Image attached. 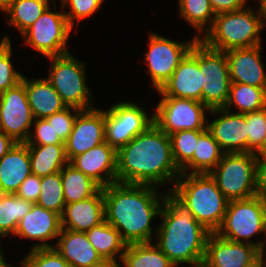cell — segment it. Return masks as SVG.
Segmentation results:
<instances>
[{
	"mask_svg": "<svg viewBox=\"0 0 266 267\" xmlns=\"http://www.w3.org/2000/svg\"><path fill=\"white\" fill-rule=\"evenodd\" d=\"M62 10L66 3L71 6V11L65 13L68 24L73 27L74 20L80 21L96 12L102 5L103 0H62Z\"/></svg>",
	"mask_w": 266,
	"mask_h": 267,
	"instance_id": "41",
	"label": "cell"
},
{
	"mask_svg": "<svg viewBox=\"0 0 266 267\" xmlns=\"http://www.w3.org/2000/svg\"><path fill=\"white\" fill-rule=\"evenodd\" d=\"M65 168V169H64ZM65 204L94 196L101 187L69 162L60 171Z\"/></svg>",
	"mask_w": 266,
	"mask_h": 267,
	"instance_id": "29",
	"label": "cell"
},
{
	"mask_svg": "<svg viewBox=\"0 0 266 267\" xmlns=\"http://www.w3.org/2000/svg\"><path fill=\"white\" fill-rule=\"evenodd\" d=\"M4 254L2 253L1 251V248H0V267H10L11 265H8L6 262H5V258H4Z\"/></svg>",
	"mask_w": 266,
	"mask_h": 267,
	"instance_id": "51",
	"label": "cell"
},
{
	"mask_svg": "<svg viewBox=\"0 0 266 267\" xmlns=\"http://www.w3.org/2000/svg\"><path fill=\"white\" fill-rule=\"evenodd\" d=\"M181 175L172 155L170 136L155 124L117 151V182L156 186Z\"/></svg>",
	"mask_w": 266,
	"mask_h": 267,
	"instance_id": "1",
	"label": "cell"
},
{
	"mask_svg": "<svg viewBox=\"0 0 266 267\" xmlns=\"http://www.w3.org/2000/svg\"><path fill=\"white\" fill-rule=\"evenodd\" d=\"M263 260L264 259L259 257L255 262H253L252 264H250V265H248L246 267H265L266 264L264 265L265 261H263Z\"/></svg>",
	"mask_w": 266,
	"mask_h": 267,
	"instance_id": "50",
	"label": "cell"
},
{
	"mask_svg": "<svg viewBox=\"0 0 266 267\" xmlns=\"http://www.w3.org/2000/svg\"><path fill=\"white\" fill-rule=\"evenodd\" d=\"M248 153H257L266 140V108L246 113Z\"/></svg>",
	"mask_w": 266,
	"mask_h": 267,
	"instance_id": "37",
	"label": "cell"
},
{
	"mask_svg": "<svg viewBox=\"0 0 266 267\" xmlns=\"http://www.w3.org/2000/svg\"><path fill=\"white\" fill-rule=\"evenodd\" d=\"M197 62L202 73V103L209 109L224 108L231 84L225 52L208 47L199 38Z\"/></svg>",
	"mask_w": 266,
	"mask_h": 267,
	"instance_id": "9",
	"label": "cell"
},
{
	"mask_svg": "<svg viewBox=\"0 0 266 267\" xmlns=\"http://www.w3.org/2000/svg\"><path fill=\"white\" fill-rule=\"evenodd\" d=\"M155 109L154 124L169 136L182 130L207 129L205 112L210 111V109L201 102L163 97Z\"/></svg>",
	"mask_w": 266,
	"mask_h": 267,
	"instance_id": "10",
	"label": "cell"
},
{
	"mask_svg": "<svg viewBox=\"0 0 266 267\" xmlns=\"http://www.w3.org/2000/svg\"><path fill=\"white\" fill-rule=\"evenodd\" d=\"M69 163L101 188L117 182V151L106 141L74 157Z\"/></svg>",
	"mask_w": 266,
	"mask_h": 267,
	"instance_id": "19",
	"label": "cell"
},
{
	"mask_svg": "<svg viewBox=\"0 0 266 267\" xmlns=\"http://www.w3.org/2000/svg\"><path fill=\"white\" fill-rule=\"evenodd\" d=\"M258 162H266V140L264 145L256 153Z\"/></svg>",
	"mask_w": 266,
	"mask_h": 267,
	"instance_id": "48",
	"label": "cell"
},
{
	"mask_svg": "<svg viewBox=\"0 0 266 267\" xmlns=\"http://www.w3.org/2000/svg\"><path fill=\"white\" fill-rule=\"evenodd\" d=\"M154 124L145 110L131 102L114 104L105 111V141L116 151Z\"/></svg>",
	"mask_w": 266,
	"mask_h": 267,
	"instance_id": "12",
	"label": "cell"
},
{
	"mask_svg": "<svg viewBox=\"0 0 266 267\" xmlns=\"http://www.w3.org/2000/svg\"><path fill=\"white\" fill-rule=\"evenodd\" d=\"M259 258L258 248L245 242H233L210 233L202 264L206 267H246Z\"/></svg>",
	"mask_w": 266,
	"mask_h": 267,
	"instance_id": "17",
	"label": "cell"
},
{
	"mask_svg": "<svg viewBox=\"0 0 266 267\" xmlns=\"http://www.w3.org/2000/svg\"><path fill=\"white\" fill-rule=\"evenodd\" d=\"M105 221L103 188L94 196L66 204L61 215L62 228L86 233Z\"/></svg>",
	"mask_w": 266,
	"mask_h": 267,
	"instance_id": "23",
	"label": "cell"
},
{
	"mask_svg": "<svg viewBox=\"0 0 266 267\" xmlns=\"http://www.w3.org/2000/svg\"><path fill=\"white\" fill-rule=\"evenodd\" d=\"M215 14L237 11L246 6L245 0H209Z\"/></svg>",
	"mask_w": 266,
	"mask_h": 267,
	"instance_id": "44",
	"label": "cell"
},
{
	"mask_svg": "<svg viewBox=\"0 0 266 267\" xmlns=\"http://www.w3.org/2000/svg\"><path fill=\"white\" fill-rule=\"evenodd\" d=\"M156 186L115 182L103 188L105 221L127 244L151 242L150 222L159 216L162 201Z\"/></svg>",
	"mask_w": 266,
	"mask_h": 267,
	"instance_id": "2",
	"label": "cell"
},
{
	"mask_svg": "<svg viewBox=\"0 0 266 267\" xmlns=\"http://www.w3.org/2000/svg\"><path fill=\"white\" fill-rule=\"evenodd\" d=\"M16 0H0V10L3 12L11 6Z\"/></svg>",
	"mask_w": 266,
	"mask_h": 267,
	"instance_id": "49",
	"label": "cell"
},
{
	"mask_svg": "<svg viewBox=\"0 0 266 267\" xmlns=\"http://www.w3.org/2000/svg\"><path fill=\"white\" fill-rule=\"evenodd\" d=\"M263 232H265L264 234H265V236H266V224H265V228H264V231ZM266 238V237H265ZM266 240V239H265ZM266 264V263H265Z\"/></svg>",
	"mask_w": 266,
	"mask_h": 267,
	"instance_id": "54",
	"label": "cell"
},
{
	"mask_svg": "<svg viewBox=\"0 0 266 267\" xmlns=\"http://www.w3.org/2000/svg\"><path fill=\"white\" fill-rule=\"evenodd\" d=\"M35 136L31 133L25 142L27 146H42L51 144H65L55 135L52 125L46 119H35ZM33 138V139H32Z\"/></svg>",
	"mask_w": 266,
	"mask_h": 267,
	"instance_id": "42",
	"label": "cell"
},
{
	"mask_svg": "<svg viewBox=\"0 0 266 267\" xmlns=\"http://www.w3.org/2000/svg\"><path fill=\"white\" fill-rule=\"evenodd\" d=\"M27 99L34 119H45L66 108L60 95L47 79H32L22 76Z\"/></svg>",
	"mask_w": 266,
	"mask_h": 267,
	"instance_id": "25",
	"label": "cell"
},
{
	"mask_svg": "<svg viewBox=\"0 0 266 267\" xmlns=\"http://www.w3.org/2000/svg\"><path fill=\"white\" fill-rule=\"evenodd\" d=\"M25 86L19 82L0 94V130L17 143H25L34 121Z\"/></svg>",
	"mask_w": 266,
	"mask_h": 267,
	"instance_id": "14",
	"label": "cell"
},
{
	"mask_svg": "<svg viewBox=\"0 0 266 267\" xmlns=\"http://www.w3.org/2000/svg\"><path fill=\"white\" fill-rule=\"evenodd\" d=\"M168 193L209 232L215 233L220 227L229 200L209 173L181 174Z\"/></svg>",
	"mask_w": 266,
	"mask_h": 267,
	"instance_id": "4",
	"label": "cell"
},
{
	"mask_svg": "<svg viewBox=\"0 0 266 267\" xmlns=\"http://www.w3.org/2000/svg\"><path fill=\"white\" fill-rule=\"evenodd\" d=\"M158 92L163 97L191 99L202 103V73L197 62V40Z\"/></svg>",
	"mask_w": 266,
	"mask_h": 267,
	"instance_id": "16",
	"label": "cell"
},
{
	"mask_svg": "<svg viewBox=\"0 0 266 267\" xmlns=\"http://www.w3.org/2000/svg\"><path fill=\"white\" fill-rule=\"evenodd\" d=\"M195 267H206L204 264H198Z\"/></svg>",
	"mask_w": 266,
	"mask_h": 267,
	"instance_id": "53",
	"label": "cell"
},
{
	"mask_svg": "<svg viewBox=\"0 0 266 267\" xmlns=\"http://www.w3.org/2000/svg\"><path fill=\"white\" fill-rule=\"evenodd\" d=\"M62 229L61 215L34 203L31 210L20 220L15 235L43 241L34 248H54L47 240L59 236Z\"/></svg>",
	"mask_w": 266,
	"mask_h": 267,
	"instance_id": "21",
	"label": "cell"
},
{
	"mask_svg": "<svg viewBox=\"0 0 266 267\" xmlns=\"http://www.w3.org/2000/svg\"><path fill=\"white\" fill-rule=\"evenodd\" d=\"M52 61L49 77L46 79L60 95L66 106L81 110L93 108V97L86 85L85 64L77 61L70 53L49 57Z\"/></svg>",
	"mask_w": 266,
	"mask_h": 267,
	"instance_id": "8",
	"label": "cell"
},
{
	"mask_svg": "<svg viewBox=\"0 0 266 267\" xmlns=\"http://www.w3.org/2000/svg\"><path fill=\"white\" fill-rule=\"evenodd\" d=\"M256 153H225L209 173L229 200L256 196Z\"/></svg>",
	"mask_w": 266,
	"mask_h": 267,
	"instance_id": "7",
	"label": "cell"
},
{
	"mask_svg": "<svg viewBox=\"0 0 266 267\" xmlns=\"http://www.w3.org/2000/svg\"><path fill=\"white\" fill-rule=\"evenodd\" d=\"M266 224V200L259 196L228 202L226 213L216 234L233 242L251 243L258 248L259 257H264V242H250L257 233H263ZM249 240V241H248Z\"/></svg>",
	"mask_w": 266,
	"mask_h": 267,
	"instance_id": "6",
	"label": "cell"
},
{
	"mask_svg": "<svg viewBox=\"0 0 266 267\" xmlns=\"http://www.w3.org/2000/svg\"><path fill=\"white\" fill-rule=\"evenodd\" d=\"M28 152L31 172L38 177L58 173L68 163L65 144L28 146Z\"/></svg>",
	"mask_w": 266,
	"mask_h": 267,
	"instance_id": "28",
	"label": "cell"
},
{
	"mask_svg": "<svg viewBox=\"0 0 266 267\" xmlns=\"http://www.w3.org/2000/svg\"><path fill=\"white\" fill-rule=\"evenodd\" d=\"M41 191V177L29 175L20 185L16 195L32 203H37Z\"/></svg>",
	"mask_w": 266,
	"mask_h": 267,
	"instance_id": "43",
	"label": "cell"
},
{
	"mask_svg": "<svg viewBox=\"0 0 266 267\" xmlns=\"http://www.w3.org/2000/svg\"><path fill=\"white\" fill-rule=\"evenodd\" d=\"M11 43L0 51V94L21 82L22 74L14 70L11 58Z\"/></svg>",
	"mask_w": 266,
	"mask_h": 267,
	"instance_id": "40",
	"label": "cell"
},
{
	"mask_svg": "<svg viewBox=\"0 0 266 267\" xmlns=\"http://www.w3.org/2000/svg\"><path fill=\"white\" fill-rule=\"evenodd\" d=\"M17 142L0 130V159L9 152Z\"/></svg>",
	"mask_w": 266,
	"mask_h": 267,
	"instance_id": "46",
	"label": "cell"
},
{
	"mask_svg": "<svg viewBox=\"0 0 266 267\" xmlns=\"http://www.w3.org/2000/svg\"><path fill=\"white\" fill-rule=\"evenodd\" d=\"M86 236L95 250L110 267L119 266L115 258L120 253L118 257L122 259L127 243L122 239L117 229L104 221L87 231Z\"/></svg>",
	"mask_w": 266,
	"mask_h": 267,
	"instance_id": "26",
	"label": "cell"
},
{
	"mask_svg": "<svg viewBox=\"0 0 266 267\" xmlns=\"http://www.w3.org/2000/svg\"><path fill=\"white\" fill-rule=\"evenodd\" d=\"M233 104L240 110V114L262 110L266 108V88L231 82L224 109L229 110Z\"/></svg>",
	"mask_w": 266,
	"mask_h": 267,
	"instance_id": "32",
	"label": "cell"
},
{
	"mask_svg": "<svg viewBox=\"0 0 266 267\" xmlns=\"http://www.w3.org/2000/svg\"><path fill=\"white\" fill-rule=\"evenodd\" d=\"M204 130H182L170 135L172 155L181 170L193 157L198 137Z\"/></svg>",
	"mask_w": 266,
	"mask_h": 267,
	"instance_id": "36",
	"label": "cell"
},
{
	"mask_svg": "<svg viewBox=\"0 0 266 267\" xmlns=\"http://www.w3.org/2000/svg\"><path fill=\"white\" fill-rule=\"evenodd\" d=\"M261 45L225 52L230 81L266 88V73L260 57Z\"/></svg>",
	"mask_w": 266,
	"mask_h": 267,
	"instance_id": "20",
	"label": "cell"
},
{
	"mask_svg": "<svg viewBox=\"0 0 266 267\" xmlns=\"http://www.w3.org/2000/svg\"><path fill=\"white\" fill-rule=\"evenodd\" d=\"M179 5L181 17L196 30L204 31L203 27L208 23L210 26L206 27L205 31L212 27L216 14L209 0H179Z\"/></svg>",
	"mask_w": 266,
	"mask_h": 267,
	"instance_id": "34",
	"label": "cell"
},
{
	"mask_svg": "<svg viewBox=\"0 0 266 267\" xmlns=\"http://www.w3.org/2000/svg\"><path fill=\"white\" fill-rule=\"evenodd\" d=\"M156 246L176 265L202 264L209 232L170 195L163 200Z\"/></svg>",
	"mask_w": 266,
	"mask_h": 267,
	"instance_id": "3",
	"label": "cell"
},
{
	"mask_svg": "<svg viewBox=\"0 0 266 267\" xmlns=\"http://www.w3.org/2000/svg\"><path fill=\"white\" fill-rule=\"evenodd\" d=\"M21 267H70L55 248H32Z\"/></svg>",
	"mask_w": 266,
	"mask_h": 267,
	"instance_id": "38",
	"label": "cell"
},
{
	"mask_svg": "<svg viewBox=\"0 0 266 267\" xmlns=\"http://www.w3.org/2000/svg\"><path fill=\"white\" fill-rule=\"evenodd\" d=\"M60 172L41 177V191L36 204L62 215L65 200Z\"/></svg>",
	"mask_w": 266,
	"mask_h": 267,
	"instance_id": "35",
	"label": "cell"
},
{
	"mask_svg": "<svg viewBox=\"0 0 266 267\" xmlns=\"http://www.w3.org/2000/svg\"><path fill=\"white\" fill-rule=\"evenodd\" d=\"M258 15L251 8L216 14L212 27L200 40L223 52L260 45L262 26Z\"/></svg>",
	"mask_w": 266,
	"mask_h": 267,
	"instance_id": "5",
	"label": "cell"
},
{
	"mask_svg": "<svg viewBox=\"0 0 266 267\" xmlns=\"http://www.w3.org/2000/svg\"><path fill=\"white\" fill-rule=\"evenodd\" d=\"M48 7V0H16L4 12L11 16L10 25L22 34Z\"/></svg>",
	"mask_w": 266,
	"mask_h": 267,
	"instance_id": "33",
	"label": "cell"
},
{
	"mask_svg": "<svg viewBox=\"0 0 266 267\" xmlns=\"http://www.w3.org/2000/svg\"><path fill=\"white\" fill-rule=\"evenodd\" d=\"M34 203L16 194L0 193V237L15 234L20 220Z\"/></svg>",
	"mask_w": 266,
	"mask_h": 267,
	"instance_id": "31",
	"label": "cell"
},
{
	"mask_svg": "<svg viewBox=\"0 0 266 267\" xmlns=\"http://www.w3.org/2000/svg\"><path fill=\"white\" fill-rule=\"evenodd\" d=\"M256 195L266 200V162H257Z\"/></svg>",
	"mask_w": 266,
	"mask_h": 267,
	"instance_id": "45",
	"label": "cell"
},
{
	"mask_svg": "<svg viewBox=\"0 0 266 267\" xmlns=\"http://www.w3.org/2000/svg\"><path fill=\"white\" fill-rule=\"evenodd\" d=\"M103 142H105V111L94 108L81 110L65 142L68 162Z\"/></svg>",
	"mask_w": 266,
	"mask_h": 267,
	"instance_id": "15",
	"label": "cell"
},
{
	"mask_svg": "<svg viewBox=\"0 0 266 267\" xmlns=\"http://www.w3.org/2000/svg\"><path fill=\"white\" fill-rule=\"evenodd\" d=\"M197 39L199 36H195L192 41L178 43L150 33L149 50L144 60L148 63V73L157 91L170 79Z\"/></svg>",
	"mask_w": 266,
	"mask_h": 267,
	"instance_id": "13",
	"label": "cell"
},
{
	"mask_svg": "<svg viewBox=\"0 0 266 267\" xmlns=\"http://www.w3.org/2000/svg\"><path fill=\"white\" fill-rule=\"evenodd\" d=\"M221 112V113H220ZM210 113L222 116L207 123V129L225 153H248L246 114L230 113V109H210Z\"/></svg>",
	"mask_w": 266,
	"mask_h": 267,
	"instance_id": "18",
	"label": "cell"
},
{
	"mask_svg": "<svg viewBox=\"0 0 266 267\" xmlns=\"http://www.w3.org/2000/svg\"><path fill=\"white\" fill-rule=\"evenodd\" d=\"M71 29L65 12H52L49 6L22 35L27 45L49 58L69 53L66 41Z\"/></svg>",
	"mask_w": 266,
	"mask_h": 267,
	"instance_id": "11",
	"label": "cell"
},
{
	"mask_svg": "<svg viewBox=\"0 0 266 267\" xmlns=\"http://www.w3.org/2000/svg\"><path fill=\"white\" fill-rule=\"evenodd\" d=\"M11 42L10 39L5 36L2 40H1V43H0V51L9 43Z\"/></svg>",
	"mask_w": 266,
	"mask_h": 267,
	"instance_id": "52",
	"label": "cell"
},
{
	"mask_svg": "<svg viewBox=\"0 0 266 267\" xmlns=\"http://www.w3.org/2000/svg\"><path fill=\"white\" fill-rule=\"evenodd\" d=\"M31 174L28 146L26 143H16L0 159V193L16 194L22 182Z\"/></svg>",
	"mask_w": 266,
	"mask_h": 267,
	"instance_id": "24",
	"label": "cell"
},
{
	"mask_svg": "<svg viewBox=\"0 0 266 267\" xmlns=\"http://www.w3.org/2000/svg\"><path fill=\"white\" fill-rule=\"evenodd\" d=\"M225 152L220 148L212 133L205 129L198 137V143L192 159L180 170L186 174L189 168L192 174L210 173L220 162Z\"/></svg>",
	"mask_w": 266,
	"mask_h": 267,
	"instance_id": "27",
	"label": "cell"
},
{
	"mask_svg": "<svg viewBox=\"0 0 266 267\" xmlns=\"http://www.w3.org/2000/svg\"><path fill=\"white\" fill-rule=\"evenodd\" d=\"M260 7H258V12L261 20V26L262 28L265 26L266 21V0H262L259 4Z\"/></svg>",
	"mask_w": 266,
	"mask_h": 267,
	"instance_id": "47",
	"label": "cell"
},
{
	"mask_svg": "<svg viewBox=\"0 0 266 267\" xmlns=\"http://www.w3.org/2000/svg\"><path fill=\"white\" fill-rule=\"evenodd\" d=\"M54 247L70 267H110L88 240L86 233L62 228Z\"/></svg>",
	"mask_w": 266,
	"mask_h": 267,
	"instance_id": "22",
	"label": "cell"
},
{
	"mask_svg": "<svg viewBox=\"0 0 266 267\" xmlns=\"http://www.w3.org/2000/svg\"><path fill=\"white\" fill-rule=\"evenodd\" d=\"M75 112L73 115L71 112ZM81 111V109L67 106L63 110L54 113L53 115L45 118L48 124L52 125L53 130L55 131V135L65 143L72 132L73 124L77 114Z\"/></svg>",
	"mask_w": 266,
	"mask_h": 267,
	"instance_id": "39",
	"label": "cell"
},
{
	"mask_svg": "<svg viewBox=\"0 0 266 267\" xmlns=\"http://www.w3.org/2000/svg\"><path fill=\"white\" fill-rule=\"evenodd\" d=\"M121 261L125 267H177L151 242L127 244Z\"/></svg>",
	"mask_w": 266,
	"mask_h": 267,
	"instance_id": "30",
	"label": "cell"
}]
</instances>
